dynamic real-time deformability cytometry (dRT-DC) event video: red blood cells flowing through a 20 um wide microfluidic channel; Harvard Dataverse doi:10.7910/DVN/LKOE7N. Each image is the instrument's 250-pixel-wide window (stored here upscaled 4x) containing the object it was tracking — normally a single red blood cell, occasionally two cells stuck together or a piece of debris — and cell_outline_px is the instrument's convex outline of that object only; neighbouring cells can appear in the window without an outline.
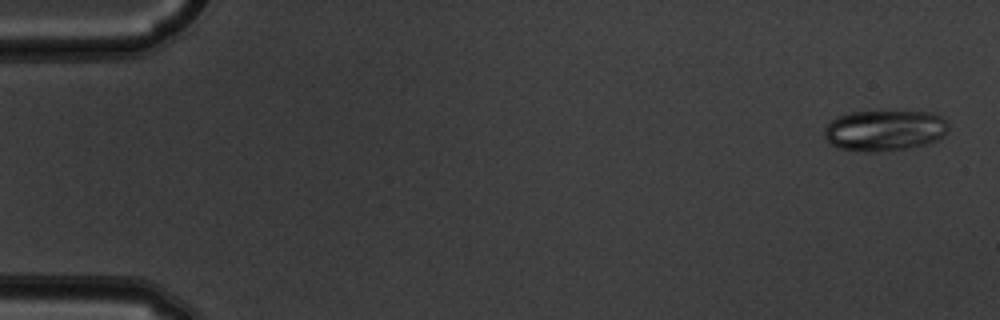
{"species": "common noctule bat (a hibernating species)", "species_latin": "Nyctalus noctula", "temperature_condition": "warm", "stored_images_in_passage": 10, "camera_frame_rate_fps": 3000, "um_per_image_px": 0.085, "animal": {"sex": "male", "body_mass_g": 19.5, "forearm_length_mm": 54.6}, "frame": {"image": 1, "passage_image": 2, "time_ms": 0.333, "image_size_px": [1000, 320], "cell_outline_px": [[948, 128], [944, 136], [936, 140], [924, 144], [908, 148], [876, 152], [864, 152], [836, 148], [824, 136], [824, 128], [836, 116], [848, 112], [932, 112], [940, 116], [948, 124]], "centroid_in_image_um": [75.16, 11.09], "position_along_channel_um": 9.8, "area_um2": 29.54}}